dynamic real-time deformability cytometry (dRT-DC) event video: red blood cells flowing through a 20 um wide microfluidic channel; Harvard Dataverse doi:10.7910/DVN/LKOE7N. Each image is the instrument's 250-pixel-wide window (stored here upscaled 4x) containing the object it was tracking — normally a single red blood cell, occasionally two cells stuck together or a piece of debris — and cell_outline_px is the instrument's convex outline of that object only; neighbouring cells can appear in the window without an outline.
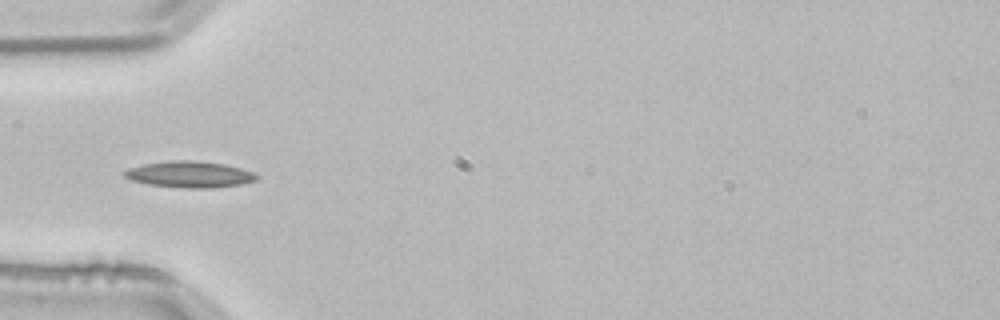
{"species": "common noctule bat (a hibernating species)", "species_latin": "Nyctalus noctula", "temperature_condition": "room temperature", "stored_images_in_passage": 4, "camera_frame_rate_fps": 3000, "um_per_image_px": 0.085, "animal": {"sex": "male", "body_mass_g": 21.5, "forearm_length_mm": 52.0}, "frame": {"image": 1, "passage_image": 4, "time_ms": 1.0, "image_size_px": [1000, 320], "cell_outline_px": [[260, 176], [256, 180], [240, 184], [212, 188], [184, 188], [148, 184], [132, 180], [124, 176], [124, 172], [128, 168], [144, 164], [168, 160], [192, 160], [224, 164], [240, 168], [252, 172]], "centroid_in_image_um": [16.12, 14.82], "position_along_channel_um": 68.9, "area_um2": 20.17}}